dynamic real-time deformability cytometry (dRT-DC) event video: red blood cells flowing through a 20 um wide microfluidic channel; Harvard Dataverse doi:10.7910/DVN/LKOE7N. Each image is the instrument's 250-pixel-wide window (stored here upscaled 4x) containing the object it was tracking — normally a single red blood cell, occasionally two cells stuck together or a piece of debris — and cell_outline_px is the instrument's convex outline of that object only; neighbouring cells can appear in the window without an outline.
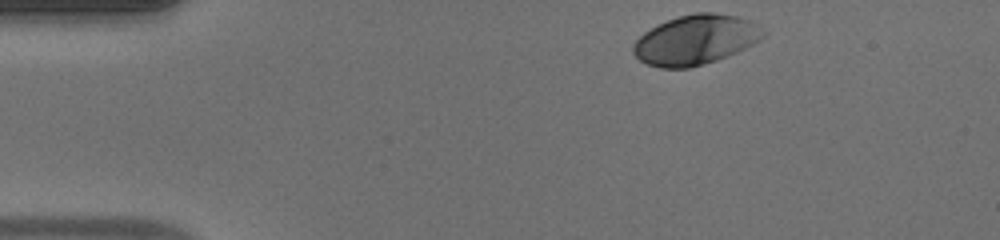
{"species": "human", "species_latin": "Homo sapiens", "temperature_condition": "warm", "stored_images_in_passage": 35, "camera_frame_rate_fps": 3000, "um_per_image_px": 0.085, "donor": {"sex": "male"}, "frame": {"image": 1, "passage_image": 1, "time_ms": 0.0, "image_size_px": [1000, 240], "cell_outline_px": [[764, 36], [760, 40], [736, 52], [716, 60], [704, 64], [688, 68], [660, 68], [648, 64], [640, 60], [632, 52], [632, 44], [644, 32], [668, 20], [680, 16], [696, 12], [716, 12], [736, 16], [752, 20], [764, 32]], "centroid_in_image_um": [59.11, 3.38], "position_along_channel_um": 25.9, "area_um2": 37.4}}
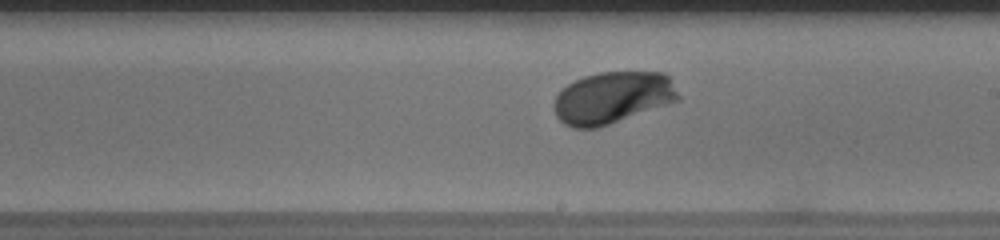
{"frame": {"image": 2, "passage_image": 22, "time_ms": 7.0, "image_size_px": [1000, 240], "cell_outline_px": [[680, 100], [596, 128], [572, 128], [564, 124], [556, 116], [552, 108], [552, 104], [556, 96], [568, 84], [584, 76], [600, 72], [664, 72], [668, 76], [680, 96]], "centroid_in_image_um": [52.04, 8.3], "position_along_channel_um": 237.0, "area_um2": 37.45}}
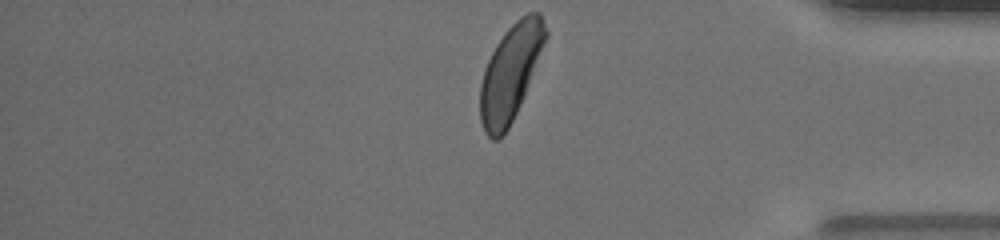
{"frame": {"image": 3, "passage_image": 35, "time_ms": 11.333, "image_size_px": [1000, 240], "cell_outline_px": [[548, 36], [524, 96], [508, 128], [496, 140], [492, 140], [484, 132], [480, 120], [480, 84], [484, 68], [496, 44], [504, 32], [520, 16], [528, 12], [540, 12], [548, 32]], "centroid_in_image_um": [43.39, 6.15], "position_along_channel_um": 391.8, "area_um2": 36.41}, "authors_computed_cell_mechanics": {"area_um2": 36.7608, "velocity_mm_per_s": 4.085, "shape_relaxation_time_tau1_ms": 1.5536, "shape_relaxation_time_tau2_ms": null, "deformation_change_tau1": 0.1379, "deformation_change_tau2": null}}